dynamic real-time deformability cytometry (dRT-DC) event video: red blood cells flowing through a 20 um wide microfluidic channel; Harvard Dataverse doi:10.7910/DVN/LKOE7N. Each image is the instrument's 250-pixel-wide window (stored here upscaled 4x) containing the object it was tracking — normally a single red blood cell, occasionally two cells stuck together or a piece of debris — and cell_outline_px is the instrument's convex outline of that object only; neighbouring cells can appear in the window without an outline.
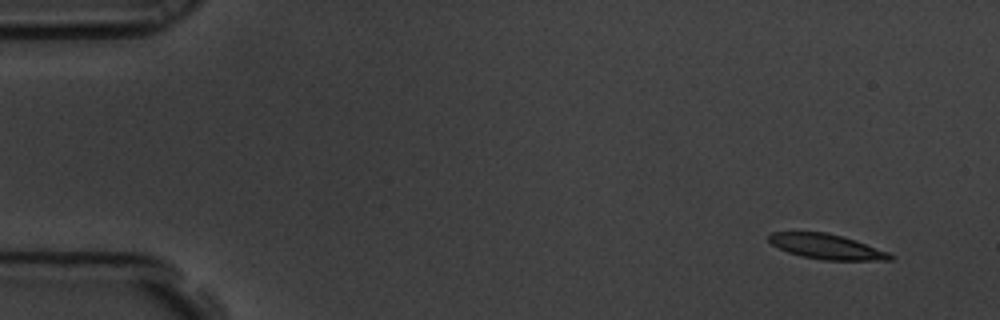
{"species": "common noctule bat (a hibernating species)", "species_latin": "Nyctalus noctula", "temperature_condition": "room temperature", "stored_images_in_passage": 4, "camera_frame_rate_fps": 3000, "um_per_image_px": 0.085, "animal": {"sex": "male", "body_mass_g": 19.5, "forearm_length_mm": 54.6}, "frame": {"image": 1, "passage_image": 1, "time_ms": 0.0, "image_size_px": [1000, 320], "cell_outline_px": [[892, 260], [820, 260], [800, 256], [788, 252], [772, 244], [768, 240], [768, 236], [772, 232], [824, 232], [856, 240], [888, 252], [892, 256]], "centroid_in_image_um": [70.24, 20.97], "position_along_channel_um": 14.8, "area_um2": 17.51}}
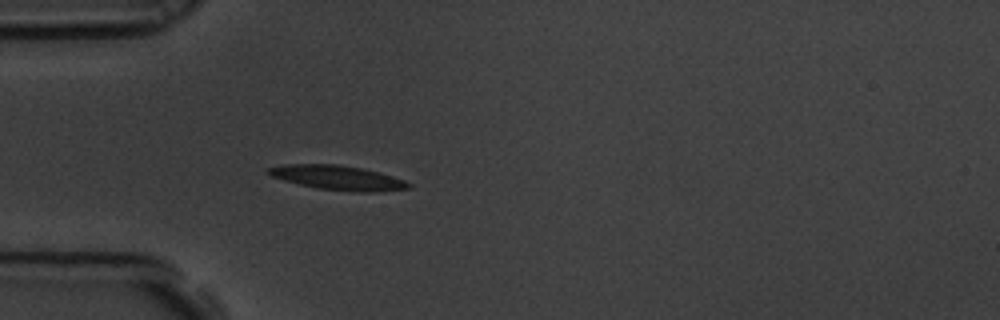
{"frame": {"image": 2, "passage_image": 4, "time_ms": 1.0, "image_size_px": [1000, 320], "cell_outline_px": [[412, 188], [372, 192], [356, 192], [316, 188], [284, 180], [272, 176], [264, 172], [268, 168], [284, 164], [336, 164], [360, 168], [380, 172], [404, 180], [412, 184]], "centroid_in_image_um": [28.72, 15.1], "position_along_channel_um": 56.3, "area_um2": 19.94}}